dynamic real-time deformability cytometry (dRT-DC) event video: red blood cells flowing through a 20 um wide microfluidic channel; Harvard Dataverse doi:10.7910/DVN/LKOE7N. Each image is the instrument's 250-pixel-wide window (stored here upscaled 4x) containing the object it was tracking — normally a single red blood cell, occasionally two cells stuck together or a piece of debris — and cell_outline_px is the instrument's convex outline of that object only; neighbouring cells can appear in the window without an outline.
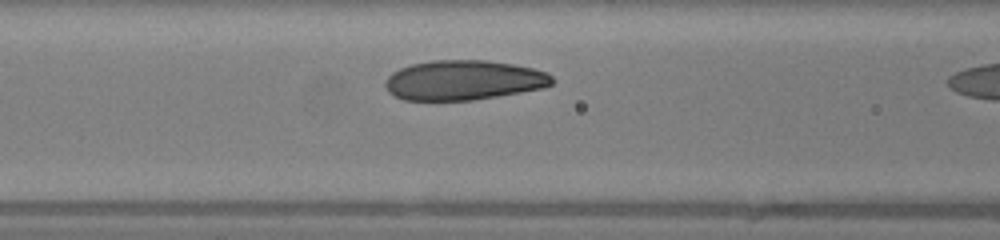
{"species": "human", "species_latin": "Homo sapiens", "temperature_condition": "warm", "stored_images_in_passage": 8, "camera_frame_rate_fps": 3000, "um_per_image_px": 0.085, "donor": {"sex": "female"}, "frame": {"image": 1, "passage_image": 7, "time_ms": 2.0, "image_size_px": [1000, 240], "cell_outline_px": [[556, 80], [552, 84], [544, 88], [472, 100], [404, 100], [388, 92], [384, 84], [384, 80], [392, 72], [400, 68], [412, 64], [432, 60], [484, 60], [512, 64], [532, 68], [544, 72], [552, 76]], "centroid_in_image_um": [39.39, 6.81], "position_along_channel_um": 127.2, "area_um2": 38.67}}